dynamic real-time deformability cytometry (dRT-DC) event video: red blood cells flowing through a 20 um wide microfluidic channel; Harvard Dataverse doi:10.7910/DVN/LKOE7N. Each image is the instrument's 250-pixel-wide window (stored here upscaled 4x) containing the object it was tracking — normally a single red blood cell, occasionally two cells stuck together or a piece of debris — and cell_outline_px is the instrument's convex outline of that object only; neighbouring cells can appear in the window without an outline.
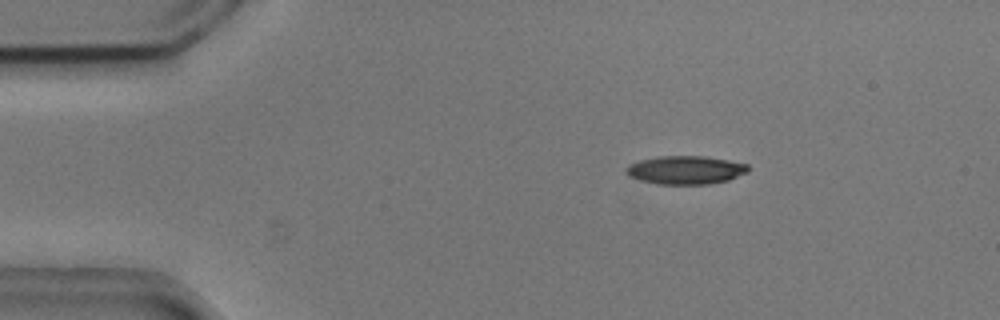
{"species": "common noctule bat (a hibernating species)", "species_latin": "Nyctalus noctula", "temperature_condition": "cold", "stored_images_in_passage": 4, "camera_frame_rate_fps": 3000, "um_per_image_px": 0.085, "animal": {"sex": "male", "body_mass_g": 20.5, "forearm_length_mm": 52.5}, "frame": {"image": 1, "passage_image": 2, "time_ms": 0.333, "image_size_px": [1000, 320], "cell_outline_px": [[748, 172], [728, 180], [708, 184], [656, 184], [640, 180], [628, 176], [624, 172], [624, 168], [628, 164], [640, 160], [656, 156], [704, 156], [728, 160], [748, 164]], "centroid_in_image_um": [58.22, 14.45], "position_along_channel_um": 26.8, "area_um2": 20.35}}